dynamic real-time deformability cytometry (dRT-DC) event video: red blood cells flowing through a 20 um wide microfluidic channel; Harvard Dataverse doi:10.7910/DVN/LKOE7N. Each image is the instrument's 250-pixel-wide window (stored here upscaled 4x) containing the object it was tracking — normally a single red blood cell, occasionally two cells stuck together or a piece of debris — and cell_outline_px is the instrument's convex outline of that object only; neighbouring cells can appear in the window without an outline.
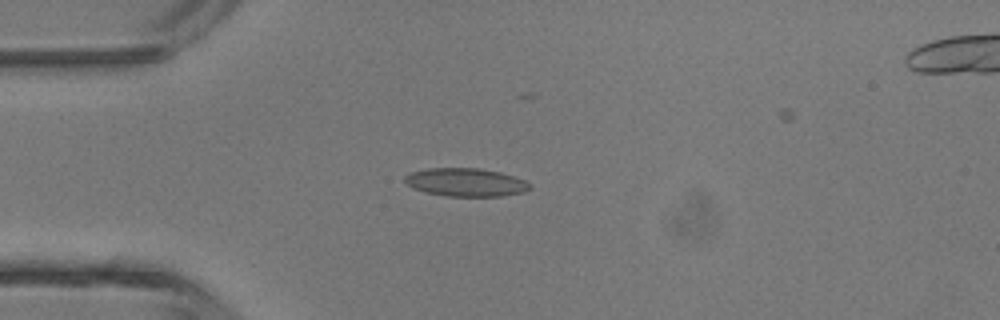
{"species": "common noctule bat (a hibernating species)", "species_latin": "Nyctalus noctula", "temperature_condition": "room temperature", "stored_images_in_passage": 4, "camera_frame_rate_fps": 3000, "um_per_image_px": 0.085, "animal": {"sex": "male", "body_mass_g": 13.3}, "frame": {"image": 1, "passage_image": 3, "time_ms": 2.333, "image_size_px": [1000, 320], "cell_outline_px": [[532, 188], [524, 192], [504, 196], [448, 196], [428, 192], [412, 188], [404, 180], [404, 176], [412, 172], [428, 168], [480, 168], [500, 172], [524, 180], [532, 184]], "centroid_in_image_um": [39.63, 15.49], "position_along_channel_um": 45.4, "area_um2": 20.52}}